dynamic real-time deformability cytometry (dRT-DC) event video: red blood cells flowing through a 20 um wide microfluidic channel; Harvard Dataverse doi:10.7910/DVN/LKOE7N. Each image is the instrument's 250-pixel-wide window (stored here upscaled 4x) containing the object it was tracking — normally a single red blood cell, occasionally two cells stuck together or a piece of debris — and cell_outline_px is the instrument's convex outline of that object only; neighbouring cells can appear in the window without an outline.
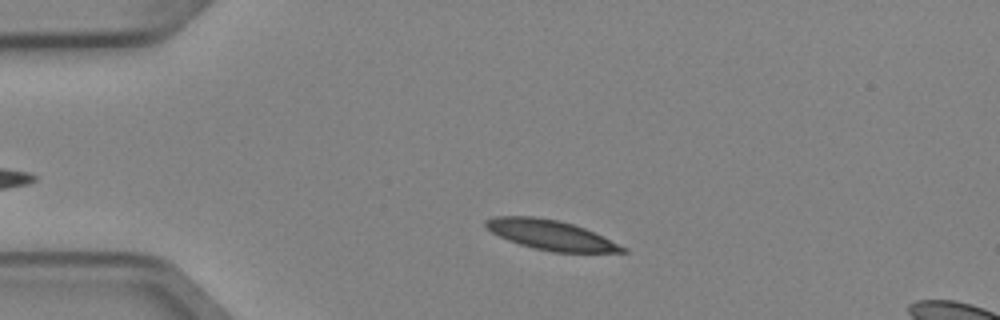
{"species": "Egyptian fruit bat (a non-hibernating species)", "species_latin": "Rousettus aegyptiacus", "temperature_condition": "cold", "stored_images_in_passage": 3, "segment_of_instrument_passage": [1, 2], "camera_frame_rate_fps": 3000, "um_per_image_px": 0.085, "animal": {"sex": "female"}, "frame": {"image": 1, "passage_image": 1, "time_ms": 0.0, "image_size_px": [1000, 320], "cell_outline_px": [[628, 252], [552, 252], [520, 244], [508, 240], [492, 232], [484, 224], [484, 220], [496, 216], [532, 216], [560, 220], [584, 228], [628, 248]], "centroid_in_image_um": [46.81, 19.96], "position_along_channel_um": 38.2, "area_um2": 23.47}}